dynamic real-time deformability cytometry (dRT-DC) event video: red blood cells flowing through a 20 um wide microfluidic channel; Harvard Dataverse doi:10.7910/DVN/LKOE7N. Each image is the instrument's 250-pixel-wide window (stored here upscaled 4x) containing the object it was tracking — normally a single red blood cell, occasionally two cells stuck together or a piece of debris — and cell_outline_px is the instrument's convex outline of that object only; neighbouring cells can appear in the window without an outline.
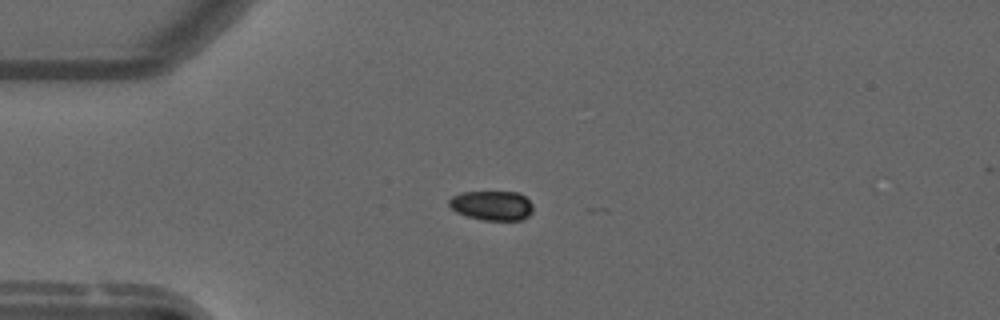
{"species": "common noctule bat (a hibernating species)", "species_latin": "Nyctalus noctula", "temperature_condition": "warm", "stored_images_in_passage": 15, "segment_of_instrument_passage": [2, 2], "camera_frame_rate_fps": 3000, "um_per_image_px": 0.085, "animal": {"sex": "male", "forearm_length_mm": 52.5}, "frame": {"image": 1, "passage_image": 3, "time_ms": 0.667, "image_size_px": [1000, 320], "cell_outline_px": [[532, 212], [528, 216], [520, 220], [484, 220], [468, 216], [456, 212], [448, 204], [448, 200], [452, 196], [460, 192], [520, 192], [532, 204]], "centroid_in_image_um": [41.8, 17.46], "position_along_channel_um": 43.2, "area_um2": 14.45}}
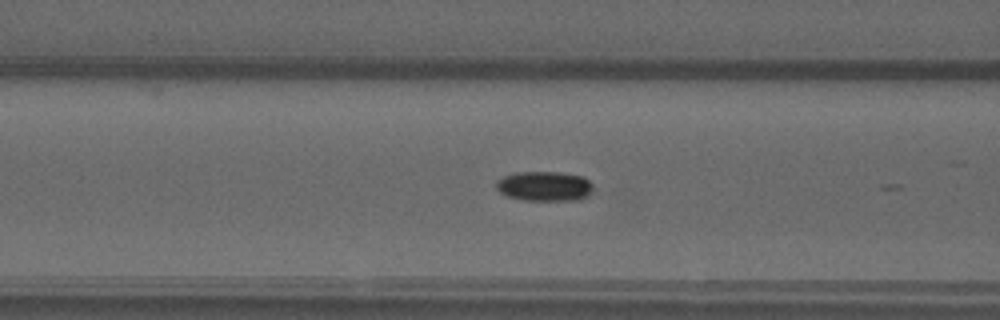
{"frame": {"image": 2, "passage_image": 11, "time_ms": 3.333, "image_size_px": [1000, 320], "cell_outline_px": [[592, 192], [588, 196], [580, 200], [524, 200], [508, 196], [500, 192], [496, 188], [496, 180], [504, 176], [516, 172], [560, 172], [584, 176], [592, 184]], "centroid_in_image_um": [46.3, 15.82], "position_along_channel_um": 120.3, "area_um2": 16.94}}
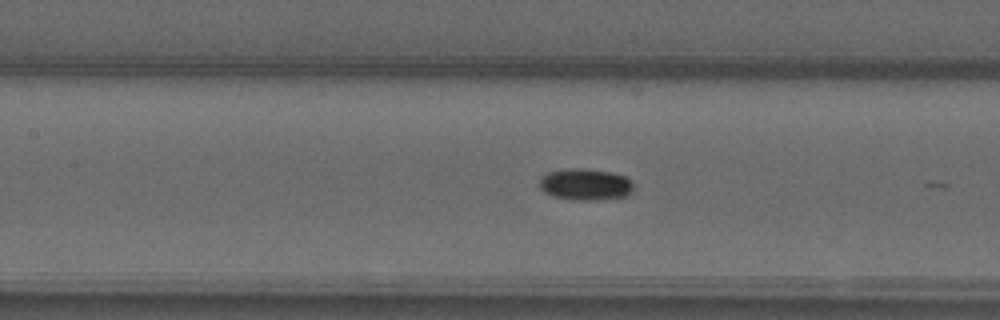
{"frame": {"image": 3, "passage_image": 14, "time_ms": 4.333, "image_size_px": [1000, 320], "cell_outline_px": [[632, 192], [628, 196], [596, 200], [576, 200], [552, 196], [544, 192], [540, 188], [540, 176], [548, 172], [564, 168], [584, 168], [612, 172], [624, 176], [632, 184]], "centroid_in_image_um": [49.72, 15.67], "position_along_channel_um": 157.7, "area_um2": 17.46}}